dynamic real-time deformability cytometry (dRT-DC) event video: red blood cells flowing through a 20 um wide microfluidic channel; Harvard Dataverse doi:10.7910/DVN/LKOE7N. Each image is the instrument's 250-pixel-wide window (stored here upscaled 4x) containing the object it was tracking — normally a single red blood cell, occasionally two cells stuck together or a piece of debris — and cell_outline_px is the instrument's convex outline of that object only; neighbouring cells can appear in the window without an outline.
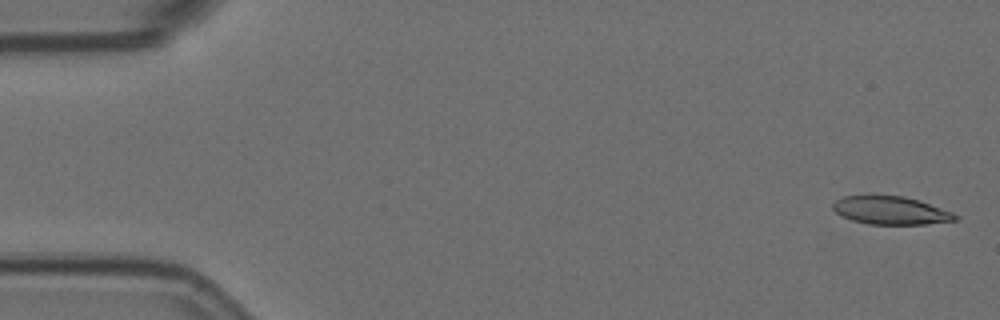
{"species": "Egyptian fruit bat (a non-hibernating species)", "species_latin": "Rousettus aegyptiacus", "temperature_condition": "room temperature", "stored_images_in_passage": 5, "camera_frame_rate_fps": 3000, "um_per_image_px": 0.085, "animal": {"sex": "female"}, "frame": {"image": 1, "passage_image": 1, "time_ms": 0.0, "image_size_px": [1000, 320], "cell_outline_px": [[960, 216], [956, 220], [924, 224], [868, 224], [852, 220], [840, 216], [832, 208], [832, 204], [836, 200], [844, 196], [868, 192], [872, 192], [904, 196], [952, 212]], "centroid_in_image_um": [75.61, 17.84], "position_along_channel_um": 9.4, "area_um2": 20.63}}
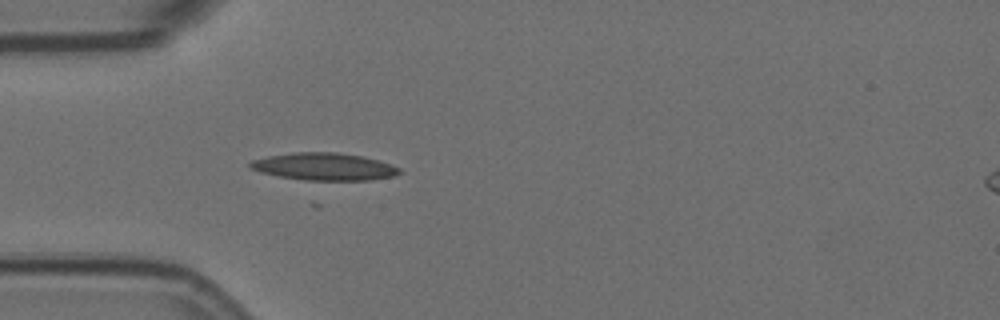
{"frame": {"image": 2, "passage_image": 5, "time_ms": 1.333, "image_size_px": [1000, 320], "cell_outline_px": [[404, 172], [396, 176], [368, 180], [304, 180], [280, 176], [260, 172], [248, 168], [248, 164], [252, 160], [268, 156], [292, 152], [336, 152], [360, 156], [376, 160], [400, 168]], "centroid_in_image_um": [27.53, 14.16], "position_along_channel_um": 57.5, "area_um2": 23.76}}